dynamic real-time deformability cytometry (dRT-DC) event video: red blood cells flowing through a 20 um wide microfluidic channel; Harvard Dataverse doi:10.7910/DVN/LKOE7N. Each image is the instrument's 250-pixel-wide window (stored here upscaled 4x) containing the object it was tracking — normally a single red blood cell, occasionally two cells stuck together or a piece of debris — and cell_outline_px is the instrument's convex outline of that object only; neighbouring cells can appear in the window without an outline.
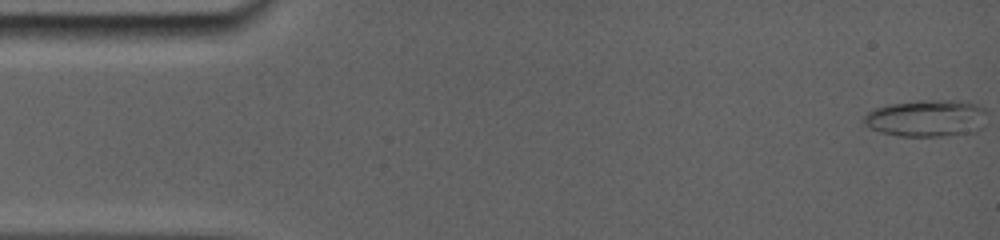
{"species": "common noctule bat (a hibernating species)", "species_latin": "Nyctalus noctula", "temperature_condition": "room temperature", "stored_images_in_passage": 63, "camera_frame_rate_fps": 5000, "um_per_image_px": 0.085, "animal": {"sex": "female", "body_mass_g": 19.0, "forearm_length_mm": 56.7}, "frame": {"image": 1, "passage_image": 1, "time_ms": 0.0, "image_size_px": [1000, 240], "cell_outline_px": [[984, 112], [956, 132], [932, 136], [904, 136], [884, 132], [872, 128], [864, 120], [868, 112], [876, 108], [892, 104], [936, 100], [976, 104], [984, 108]], "centroid_in_image_um": [78.47, 10.01], "position_along_channel_um": 6.5, "area_um2": 23.24}}
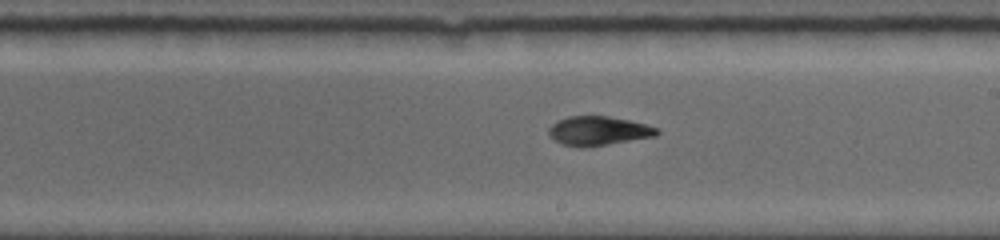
{"frame": {"image": 2, "passage_image": 35, "time_ms": 9.2, "image_size_px": [1000, 240], "cell_outline_px": [[660, 132], [656, 136], [584, 148], [580, 148], [564, 144], [556, 140], [548, 132], [548, 128], [552, 124], [568, 116], [608, 116], [628, 120], [644, 124], [656, 128]], "centroid_in_image_um": [50.86, 11.13], "position_along_channel_um": 238.1, "area_um2": 18.09}}
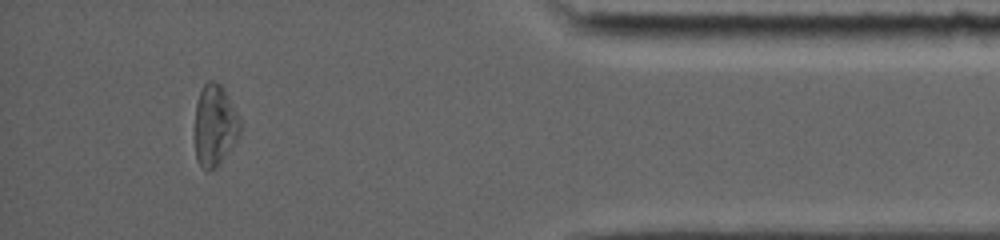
{"frame": {"image": 3, "passage_image": 57, "time_ms": 14.6, "image_size_px": [1000, 240], "cell_outline_px": [[240, 132], [236, 140], [216, 168], [208, 172], [200, 168], [196, 160], [196, 104], [200, 92], [204, 84], [208, 80], [216, 80], [224, 88], [240, 120]], "centroid_in_image_um": [18.25, 10.67], "position_along_channel_um": 417.0, "area_um2": 21.33}, "authors_computed_cell_mechanics": {"area_um2": 18.207, "velocity_mm_per_s": 3.8833, "shape_relaxation_time_tau1_ms": 7.9621, "shape_relaxation_time_tau2_ms": 3.5575, "deformation_change_tau1": 0.2374, "deformation_change_tau2": 0.0752}}